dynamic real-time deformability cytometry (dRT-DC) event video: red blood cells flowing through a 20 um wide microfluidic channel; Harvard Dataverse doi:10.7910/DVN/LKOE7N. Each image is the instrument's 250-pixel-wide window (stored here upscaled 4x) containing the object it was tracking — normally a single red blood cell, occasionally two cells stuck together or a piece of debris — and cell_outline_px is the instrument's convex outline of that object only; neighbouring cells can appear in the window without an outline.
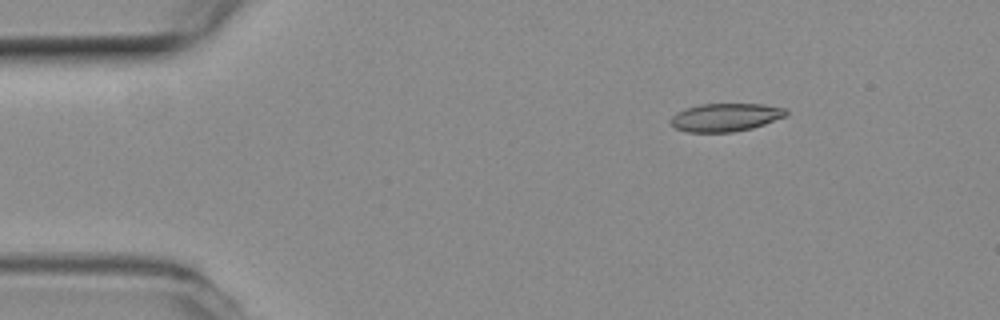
{"species": "common noctule bat (a hibernating species)", "species_latin": "Nyctalus noctula", "temperature_condition": "room temperature", "stored_images_in_passage": 47, "camera_frame_rate_fps": 3000, "um_per_image_px": 0.085, "animal": {"sex": "female", "body_mass_g": 19.3, "forearm_length_mm": 54.1}, "frame": {"image": 1, "passage_image": 1, "time_ms": 0.0, "image_size_px": [1000, 320], "cell_outline_px": [[788, 112], [784, 116], [764, 124], [752, 128], [732, 132], [688, 132], [676, 128], [672, 124], [672, 116], [676, 112], [700, 104], [764, 104], [784, 108]], "centroid_in_image_um": [61.67, 9.97], "position_along_channel_um": 23.3, "area_um2": 18.61}}
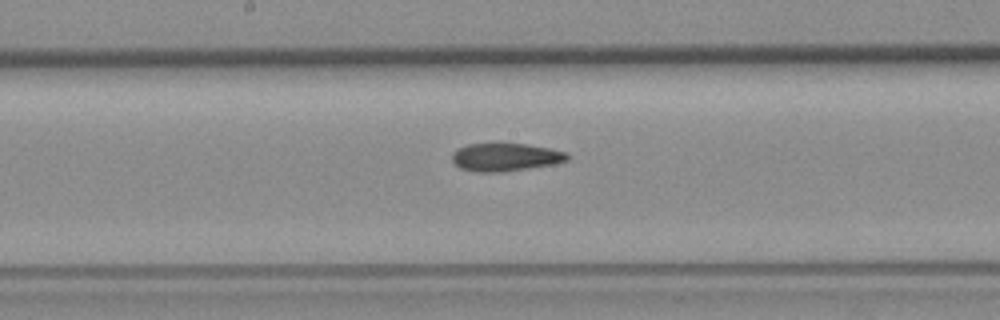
{"frame": {"image": 2, "passage_image": 21, "time_ms": 6.667, "image_size_px": [1000, 320], "cell_outline_px": [[568, 160], [552, 164], [528, 168], [500, 172], [476, 172], [460, 168], [452, 160], [452, 152], [468, 144], [500, 140], [548, 148], [564, 152], [568, 156]], "centroid_in_image_um": [42.89, 13.31], "position_along_channel_um": 205.3, "area_um2": 19.19}}
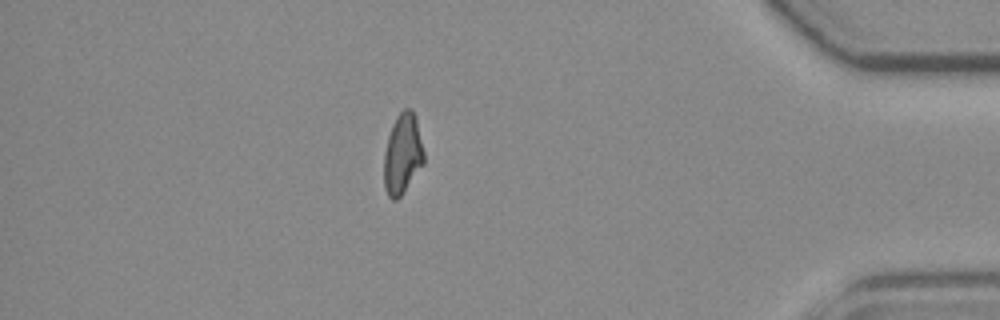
{"frame": {"image": 3, "passage_image": 40, "time_ms": 13.0, "image_size_px": [1000, 320], "cell_outline_px": [[424, 164], [400, 196], [396, 200], [392, 200], [388, 196], [384, 188], [384, 152], [388, 136], [392, 124], [396, 116], [404, 108], [412, 108], [416, 116], [424, 152]], "centroid_in_image_um": [34.22, 13.06], "position_along_channel_um": 401.0, "area_um2": 18.9}, "authors_computed_cell_mechanics": {"area_um2": 19.074, "velocity_mm_per_s": 3.8074, "shape_relaxation_time_tau1_ms": null, "shape_relaxation_time_tau2_ms": 4.2374, "deformation_change_tau1": null, "deformation_change_tau2": 0.1167}}